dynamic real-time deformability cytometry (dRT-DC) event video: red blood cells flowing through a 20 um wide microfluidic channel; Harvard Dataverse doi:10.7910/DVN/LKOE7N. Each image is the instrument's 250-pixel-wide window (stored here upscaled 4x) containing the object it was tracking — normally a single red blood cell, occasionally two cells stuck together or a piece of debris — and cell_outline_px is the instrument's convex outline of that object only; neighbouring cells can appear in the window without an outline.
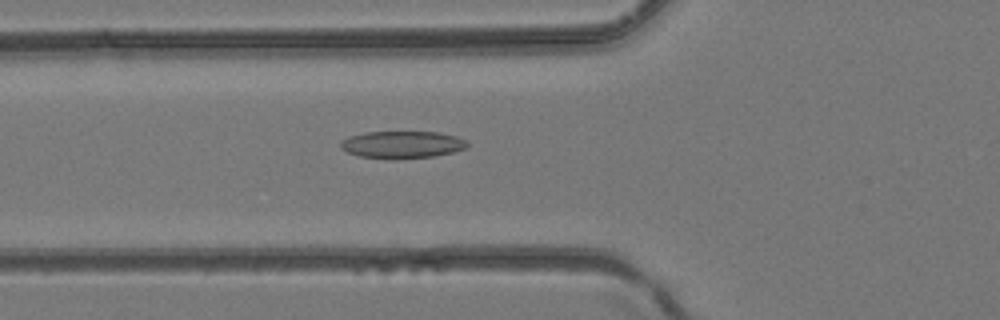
{"species": "common noctule bat (a hibernating species)", "species_latin": "Nyctalus noctula", "temperature_condition": "room temperature", "stored_images_in_passage": 30, "camera_frame_rate_fps": 3000, "um_per_image_px": 0.085, "animal": {"sex": "female", "body_mass_g": 24.6, "forearm_length_mm": 56.2}, "frame": {"image": 1, "passage_image": 4, "time_ms": 1.0, "image_size_px": [1000, 320], "cell_outline_px": [[468, 144], [464, 148], [452, 152], [432, 156], [388, 160], [360, 156], [348, 152], [340, 148], [340, 140], [348, 136], [364, 132], [436, 132], [456, 136], [468, 140]], "centroid_in_image_um": [34.13, 12.29], "position_along_channel_um": 91.7, "area_um2": 20.23}}
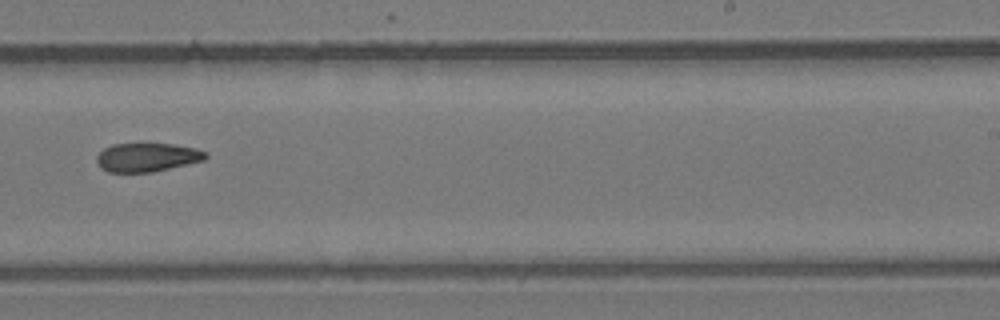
{"frame": {"image": 2, "passage_image": 15, "time_ms": 4.667, "image_size_px": [1000, 320], "cell_outline_px": [[208, 156], [204, 160], [152, 172], [108, 172], [100, 168], [96, 160], [96, 156], [104, 148], [112, 144], [172, 144], [196, 148], [208, 152]], "centroid_in_image_um": [12.5, 13.37], "position_along_channel_um": 276.5, "area_um2": 18.21}}
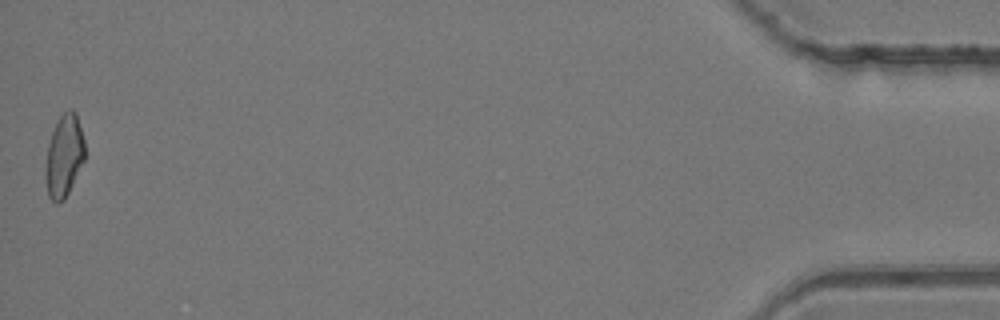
{"frame": {"image": 3, "passage_image": 30, "time_ms": 9.667, "image_size_px": [1000, 320], "cell_outline_px": [[84, 160], [64, 200], [56, 204], [48, 196], [44, 172], [48, 144], [52, 132], [60, 116], [64, 112], [72, 108], [76, 112], [84, 140]], "centroid_in_image_um": [5.43, 13.26], "position_along_channel_um": 429.8, "area_um2": 18.73}}